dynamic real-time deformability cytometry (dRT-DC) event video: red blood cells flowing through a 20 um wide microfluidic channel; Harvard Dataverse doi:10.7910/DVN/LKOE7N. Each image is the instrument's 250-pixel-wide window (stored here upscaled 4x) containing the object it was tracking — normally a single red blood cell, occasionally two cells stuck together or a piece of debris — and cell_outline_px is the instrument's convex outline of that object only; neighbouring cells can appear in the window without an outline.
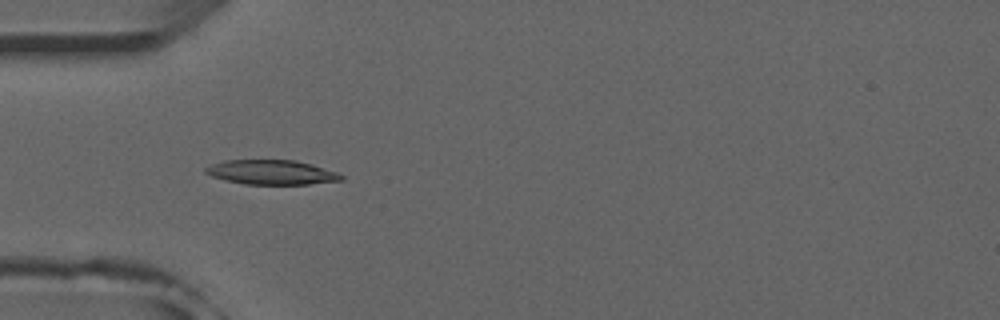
{"species": "common noctule bat (a hibernating species)", "species_latin": "Nyctalus noctula", "temperature_condition": "room temperature", "stored_images_in_passage": 51, "camera_frame_rate_fps": 3000, "um_per_image_px": 0.085, "animal": {"sex": "male", "forearm_length_mm": 52.5}, "frame": {"image": 1, "passage_image": 15, "time_ms": 4.667, "image_size_px": [1000, 320], "cell_outline_px": [[344, 180], [308, 184], [244, 184], [224, 180], [212, 176], [204, 172], [204, 168], [212, 164], [224, 160], [296, 160], [312, 164], [336, 172], [344, 176]], "centroid_in_image_um": [23.07, 14.64], "position_along_channel_um": 61.9, "area_um2": 19.42}}
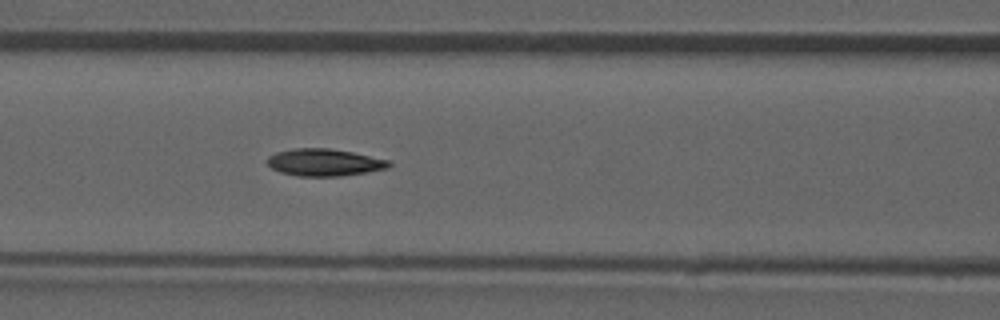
{"frame": {"image": 2, "passage_image": 21, "time_ms": 6.667, "image_size_px": [1000, 320], "cell_outline_px": [[392, 164], [388, 168], [368, 172], [340, 176], [296, 176], [280, 172], [272, 168], [268, 164], [268, 156], [276, 152], [292, 148], [328, 148], [352, 152], [392, 160]], "centroid_in_image_um": [27.6, 13.8], "position_along_channel_um": 139.0, "area_um2": 19.42}}
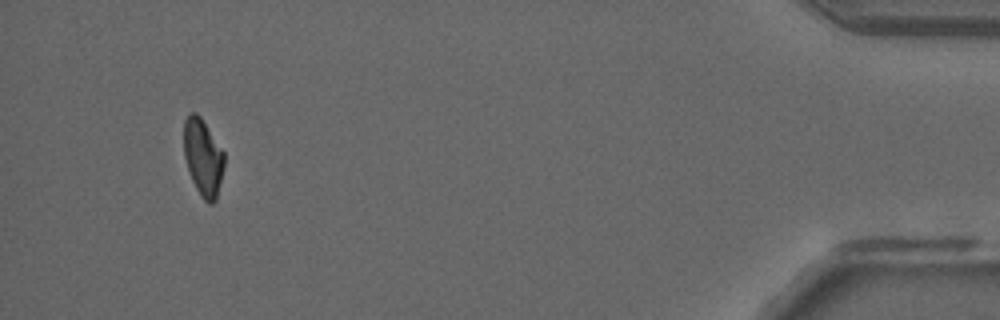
{"frame": {"image": 3, "passage_image": 48, "time_ms": 15.667, "image_size_px": [1000, 320], "cell_outline_px": [[224, 164], [216, 200], [212, 204], [208, 204], [200, 196], [192, 180], [184, 156], [184, 120], [192, 112], [196, 112], [200, 116], [224, 152]], "centroid_in_image_um": [17.25, 13.39], "position_along_channel_um": 417.9, "area_um2": 17.92}, "authors_computed_cell_mechanics": {"area_um2": 19.2474, "velocity_mm_per_s": 3.9341, "shape_relaxation_time_tau1_ms": null, "shape_relaxation_time_tau2_ms": 5.0649, "deformation_change_tau1": null, "deformation_change_tau2": 0.1136}}